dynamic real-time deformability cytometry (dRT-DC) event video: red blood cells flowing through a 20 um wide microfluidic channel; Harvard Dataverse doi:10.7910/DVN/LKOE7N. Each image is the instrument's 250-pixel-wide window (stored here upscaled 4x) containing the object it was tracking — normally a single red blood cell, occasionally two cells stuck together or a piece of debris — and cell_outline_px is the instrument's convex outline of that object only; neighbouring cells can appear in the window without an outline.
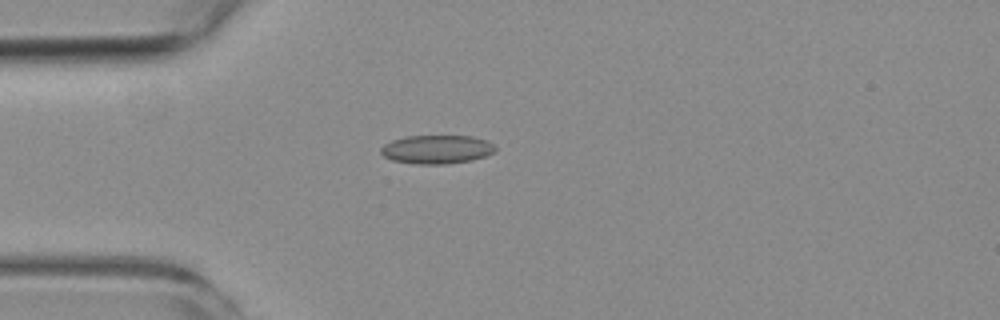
{"species": "common noctule bat (a hibernating species)", "species_latin": "Nyctalus noctula", "temperature_condition": "room temperature", "stored_images_in_passage": 3, "camera_frame_rate_fps": 3000, "um_per_image_px": 0.085, "animal": {"sex": "female", "body_mass_g": 19.3, "forearm_length_mm": 54.1}, "frame": {"image": 1, "passage_image": 3, "time_ms": 2.333, "image_size_px": [1000, 320], "cell_outline_px": [[496, 152], [472, 160], [444, 164], [416, 164], [392, 160], [384, 156], [380, 152], [380, 148], [384, 144], [392, 140], [408, 136], [472, 136], [488, 140], [496, 148]], "centroid_in_image_um": [37.13, 12.69], "position_along_channel_um": 47.9, "area_um2": 19.13}}